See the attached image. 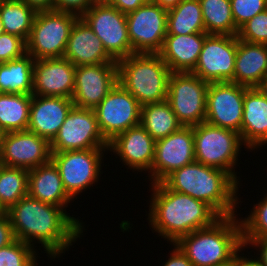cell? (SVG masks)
<instances>
[{"mask_svg": "<svg viewBox=\"0 0 267 266\" xmlns=\"http://www.w3.org/2000/svg\"><path fill=\"white\" fill-rule=\"evenodd\" d=\"M6 212L15 238L31 246H34V239L38 240L52 258L65 252L83 233L82 223L62 207L43 203L29 195Z\"/></svg>", "mask_w": 267, "mask_h": 266, "instance_id": "1", "label": "cell"}, {"mask_svg": "<svg viewBox=\"0 0 267 266\" xmlns=\"http://www.w3.org/2000/svg\"><path fill=\"white\" fill-rule=\"evenodd\" d=\"M152 190L149 223L154 232L171 243L212 225L221 217L206 202L172 191L162 182L153 183Z\"/></svg>", "mask_w": 267, "mask_h": 266, "instance_id": "2", "label": "cell"}, {"mask_svg": "<svg viewBox=\"0 0 267 266\" xmlns=\"http://www.w3.org/2000/svg\"><path fill=\"white\" fill-rule=\"evenodd\" d=\"M162 183L170 190L206 202L220 216L235 215L238 183L225 171L194 161L169 174Z\"/></svg>", "mask_w": 267, "mask_h": 266, "instance_id": "3", "label": "cell"}, {"mask_svg": "<svg viewBox=\"0 0 267 266\" xmlns=\"http://www.w3.org/2000/svg\"><path fill=\"white\" fill-rule=\"evenodd\" d=\"M174 244L193 266H217L243 249L241 222L234 215L221 216L212 225L184 235Z\"/></svg>", "mask_w": 267, "mask_h": 266, "instance_id": "4", "label": "cell"}, {"mask_svg": "<svg viewBox=\"0 0 267 266\" xmlns=\"http://www.w3.org/2000/svg\"><path fill=\"white\" fill-rule=\"evenodd\" d=\"M118 83L141 106L167 100L171 70L158 53H133L117 62Z\"/></svg>", "mask_w": 267, "mask_h": 266, "instance_id": "5", "label": "cell"}, {"mask_svg": "<svg viewBox=\"0 0 267 266\" xmlns=\"http://www.w3.org/2000/svg\"><path fill=\"white\" fill-rule=\"evenodd\" d=\"M192 127L195 161L227 172L239 184L233 169L244 145L240 133L205 121Z\"/></svg>", "mask_w": 267, "mask_h": 266, "instance_id": "6", "label": "cell"}, {"mask_svg": "<svg viewBox=\"0 0 267 266\" xmlns=\"http://www.w3.org/2000/svg\"><path fill=\"white\" fill-rule=\"evenodd\" d=\"M78 18L63 11H37L26 42L27 54L35 60L64 57L71 28Z\"/></svg>", "mask_w": 267, "mask_h": 266, "instance_id": "7", "label": "cell"}, {"mask_svg": "<svg viewBox=\"0 0 267 266\" xmlns=\"http://www.w3.org/2000/svg\"><path fill=\"white\" fill-rule=\"evenodd\" d=\"M209 83L192 72H172L167 101L183 126H196L206 118Z\"/></svg>", "mask_w": 267, "mask_h": 266, "instance_id": "8", "label": "cell"}, {"mask_svg": "<svg viewBox=\"0 0 267 266\" xmlns=\"http://www.w3.org/2000/svg\"><path fill=\"white\" fill-rule=\"evenodd\" d=\"M81 18L90 26L116 62L132 54L126 14L106 2H95Z\"/></svg>", "mask_w": 267, "mask_h": 266, "instance_id": "9", "label": "cell"}, {"mask_svg": "<svg viewBox=\"0 0 267 266\" xmlns=\"http://www.w3.org/2000/svg\"><path fill=\"white\" fill-rule=\"evenodd\" d=\"M106 150L108 148L51 152V160L58 168L64 188L73 199L98 182Z\"/></svg>", "mask_w": 267, "mask_h": 266, "instance_id": "10", "label": "cell"}, {"mask_svg": "<svg viewBox=\"0 0 267 266\" xmlns=\"http://www.w3.org/2000/svg\"><path fill=\"white\" fill-rule=\"evenodd\" d=\"M50 148L51 152L108 148V142L99 130L95 111L73 106Z\"/></svg>", "mask_w": 267, "mask_h": 266, "instance_id": "11", "label": "cell"}, {"mask_svg": "<svg viewBox=\"0 0 267 266\" xmlns=\"http://www.w3.org/2000/svg\"><path fill=\"white\" fill-rule=\"evenodd\" d=\"M94 111L99 130L108 143L120 133L140 124L141 105L119 83Z\"/></svg>", "mask_w": 267, "mask_h": 266, "instance_id": "12", "label": "cell"}, {"mask_svg": "<svg viewBox=\"0 0 267 266\" xmlns=\"http://www.w3.org/2000/svg\"><path fill=\"white\" fill-rule=\"evenodd\" d=\"M168 10L153 2L126 14L133 53H158L167 35Z\"/></svg>", "mask_w": 267, "mask_h": 266, "instance_id": "13", "label": "cell"}, {"mask_svg": "<svg viewBox=\"0 0 267 266\" xmlns=\"http://www.w3.org/2000/svg\"><path fill=\"white\" fill-rule=\"evenodd\" d=\"M237 35L208 34L192 71L207 83L233 82Z\"/></svg>", "mask_w": 267, "mask_h": 266, "instance_id": "14", "label": "cell"}, {"mask_svg": "<svg viewBox=\"0 0 267 266\" xmlns=\"http://www.w3.org/2000/svg\"><path fill=\"white\" fill-rule=\"evenodd\" d=\"M51 160L50 142L29 130L0 134V164L32 170Z\"/></svg>", "mask_w": 267, "mask_h": 266, "instance_id": "15", "label": "cell"}, {"mask_svg": "<svg viewBox=\"0 0 267 266\" xmlns=\"http://www.w3.org/2000/svg\"><path fill=\"white\" fill-rule=\"evenodd\" d=\"M195 161L192 126H182L165 138L156 140L151 167V184L162 182L173 171Z\"/></svg>", "mask_w": 267, "mask_h": 266, "instance_id": "16", "label": "cell"}, {"mask_svg": "<svg viewBox=\"0 0 267 266\" xmlns=\"http://www.w3.org/2000/svg\"><path fill=\"white\" fill-rule=\"evenodd\" d=\"M245 86L233 82L209 83L205 122L241 132Z\"/></svg>", "mask_w": 267, "mask_h": 266, "instance_id": "17", "label": "cell"}, {"mask_svg": "<svg viewBox=\"0 0 267 266\" xmlns=\"http://www.w3.org/2000/svg\"><path fill=\"white\" fill-rule=\"evenodd\" d=\"M117 83V63L76 66L74 106L94 110Z\"/></svg>", "mask_w": 267, "mask_h": 266, "instance_id": "18", "label": "cell"}, {"mask_svg": "<svg viewBox=\"0 0 267 266\" xmlns=\"http://www.w3.org/2000/svg\"><path fill=\"white\" fill-rule=\"evenodd\" d=\"M75 68L76 66L64 57L34 60L32 95L72 99Z\"/></svg>", "mask_w": 267, "mask_h": 266, "instance_id": "19", "label": "cell"}, {"mask_svg": "<svg viewBox=\"0 0 267 266\" xmlns=\"http://www.w3.org/2000/svg\"><path fill=\"white\" fill-rule=\"evenodd\" d=\"M155 140L141 126L131 127L123 133L115 136L108 143V150L116 153L130 169L151 171Z\"/></svg>", "mask_w": 267, "mask_h": 266, "instance_id": "20", "label": "cell"}, {"mask_svg": "<svg viewBox=\"0 0 267 266\" xmlns=\"http://www.w3.org/2000/svg\"><path fill=\"white\" fill-rule=\"evenodd\" d=\"M73 106L65 97L32 95L27 130L51 142Z\"/></svg>", "mask_w": 267, "mask_h": 266, "instance_id": "21", "label": "cell"}, {"mask_svg": "<svg viewBox=\"0 0 267 266\" xmlns=\"http://www.w3.org/2000/svg\"><path fill=\"white\" fill-rule=\"evenodd\" d=\"M64 58L75 66L117 63L108 55L100 39L81 17L71 28Z\"/></svg>", "mask_w": 267, "mask_h": 266, "instance_id": "22", "label": "cell"}, {"mask_svg": "<svg viewBox=\"0 0 267 266\" xmlns=\"http://www.w3.org/2000/svg\"><path fill=\"white\" fill-rule=\"evenodd\" d=\"M240 138L251 150L267 143V98L257 87H245Z\"/></svg>", "mask_w": 267, "mask_h": 266, "instance_id": "23", "label": "cell"}, {"mask_svg": "<svg viewBox=\"0 0 267 266\" xmlns=\"http://www.w3.org/2000/svg\"><path fill=\"white\" fill-rule=\"evenodd\" d=\"M207 35V33L166 35L158 55L171 72H192Z\"/></svg>", "mask_w": 267, "mask_h": 266, "instance_id": "24", "label": "cell"}, {"mask_svg": "<svg viewBox=\"0 0 267 266\" xmlns=\"http://www.w3.org/2000/svg\"><path fill=\"white\" fill-rule=\"evenodd\" d=\"M28 195L63 209L73 200L66 192L58 168L52 160L29 170Z\"/></svg>", "mask_w": 267, "mask_h": 266, "instance_id": "25", "label": "cell"}, {"mask_svg": "<svg viewBox=\"0 0 267 266\" xmlns=\"http://www.w3.org/2000/svg\"><path fill=\"white\" fill-rule=\"evenodd\" d=\"M267 77V44L238 39L233 83L257 87Z\"/></svg>", "mask_w": 267, "mask_h": 266, "instance_id": "26", "label": "cell"}, {"mask_svg": "<svg viewBox=\"0 0 267 266\" xmlns=\"http://www.w3.org/2000/svg\"><path fill=\"white\" fill-rule=\"evenodd\" d=\"M34 58L24 56L0 63V93L32 94Z\"/></svg>", "mask_w": 267, "mask_h": 266, "instance_id": "27", "label": "cell"}, {"mask_svg": "<svg viewBox=\"0 0 267 266\" xmlns=\"http://www.w3.org/2000/svg\"><path fill=\"white\" fill-rule=\"evenodd\" d=\"M140 124L155 141L167 137L183 126L167 100L141 106Z\"/></svg>", "mask_w": 267, "mask_h": 266, "instance_id": "28", "label": "cell"}, {"mask_svg": "<svg viewBox=\"0 0 267 266\" xmlns=\"http://www.w3.org/2000/svg\"><path fill=\"white\" fill-rule=\"evenodd\" d=\"M32 94L0 93V134L28 128Z\"/></svg>", "mask_w": 267, "mask_h": 266, "instance_id": "29", "label": "cell"}, {"mask_svg": "<svg viewBox=\"0 0 267 266\" xmlns=\"http://www.w3.org/2000/svg\"><path fill=\"white\" fill-rule=\"evenodd\" d=\"M206 33L199 0H182L168 10L167 35Z\"/></svg>", "mask_w": 267, "mask_h": 266, "instance_id": "30", "label": "cell"}, {"mask_svg": "<svg viewBox=\"0 0 267 266\" xmlns=\"http://www.w3.org/2000/svg\"><path fill=\"white\" fill-rule=\"evenodd\" d=\"M37 11L21 0H3L0 5V18L5 33L29 39Z\"/></svg>", "mask_w": 267, "mask_h": 266, "instance_id": "31", "label": "cell"}, {"mask_svg": "<svg viewBox=\"0 0 267 266\" xmlns=\"http://www.w3.org/2000/svg\"><path fill=\"white\" fill-rule=\"evenodd\" d=\"M207 34L237 35L230 0H199Z\"/></svg>", "mask_w": 267, "mask_h": 266, "instance_id": "32", "label": "cell"}, {"mask_svg": "<svg viewBox=\"0 0 267 266\" xmlns=\"http://www.w3.org/2000/svg\"><path fill=\"white\" fill-rule=\"evenodd\" d=\"M29 171L0 164V211L6 212L28 195Z\"/></svg>", "mask_w": 267, "mask_h": 266, "instance_id": "33", "label": "cell"}, {"mask_svg": "<svg viewBox=\"0 0 267 266\" xmlns=\"http://www.w3.org/2000/svg\"><path fill=\"white\" fill-rule=\"evenodd\" d=\"M252 209L247 218L240 219L242 239H267V193Z\"/></svg>", "mask_w": 267, "mask_h": 266, "instance_id": "34", "label": "cell"}, {"mask_svg": "<svg viewBox=\"0 0 267 266\" xmlns=\"http://www.w3.org/2000/svg\"><path fill=\"white\" fill-rule=\"evenodd\" d=\"M28 243L16 239L0 249V266H37L36 252Z\"/></svg>", "mask_w": 267, "mask_h": 266, "instance_id": "35", "label": "cell"}, {"mask_svg": "<svg viewBox=\"0 0 267 266\" xmlns=\"http://www.w3.org/2000/svg\"><path fill=\"white\" fill-rule=\"evenodd\" d=\"M237 37L251 43L267 44V9L244 23Z\"/></svg>", "mask_w": 267, "mask_h": 266, "instance_id": "36", "label": "cell"}, {"mask_svg": "<svg viewBox=\"0 0 267 266\" xmlns=\"http://www.w3.org/2000/svg\"><path fill=\"white\" fill-rule=\"evenodd\" d=\"M235 26L239 29L255 15L267 9V0H230Z\"/></svg>", "mask_w": 267, "mask_h": 266, "instance_id": "37", "label": "cell"}, {"mask_svg": "<svg viewBox=\"0 0 267 266\" xmlns=\"http://www.w3.org/2000/svg\"><path fill=\"white\" fill-rule=\"evenodd\" d=\"M27 53V44L19 36L3 33L0 35V63L18 59Z\"/></svg>", "mask_w": 267, "mask_h": 266, "instance_id": "38", "label": "cell"}, {"mask_svg": "<svg viewBox=\"0 0 267 266\" xmlns=\"http://www.w3.org/2000/svg\"><path fill=\"white\" fill-rule=\"evenodd\" d=\"M94 3L93 0H54L53 10L81 17Z\"/></svg>", "mask_w": 267, "mask_h": 266, "instance_id": "39", "label": "cell"}, {"mask_svg": "<svg viewBox=\"0 0 267 266\" xmlns=\"http://www.w3.org/2000/svg\"><path fill=\"white\" fill-rule=\"evenodd\" d=\"M16 240L11 221L7 212L0 211V249Z\"/></svg>", "mask_w": 267, "mask_h": 266, "instance_id": "40", "label": "cell"}, {"mask_svg": "<svg viewBox=\"0 0 267 266\" xmlns=\"http://www.w3.org/2000/svg\"><path fill=\"white\" fill-rule=\"evenodd\" d=\"M105 2L116 7L121 13L128 14L144 4L151 3L152 0H106Z\"/></svg>", "mask_w": 267, "mask_h": 266, "instance_id": "41", "label": "cell"}, {"mask_svg": "<svg viewBox=\"0 0 267 266\" xmlns=\"http://www.w3.org/2000/svg\"><path fill=\"white\" fill-rule=\"evenodd\" d=\"M244 248L250 244L252 247H259L260 256L253 261L256 262L259 266H267V239H242Z\"/></svg>", "mask_w": 267, "mask_h": 266, "instance_id": "42", "label": "cell"}, {"mask_svg": "<svg viewBox=\"0 0 267 266\" xmlns=\"http://www.w3.org/2000/svg\"><path fill=\"white\" fill-rule=\"evenodd\" d=\"M174 250L170 258L166 261L163 266H193L192 262L188 259V257L179 249V247L173 243Z\"/></svg>", "mask_w": 267, "mask_h": 266, "instance_id": "43", "label": "cell"}, {"mask_svg": "<svg viewBox=\"0 0 267 266\" xmlns=\"http://www.w3.org/2000/svg\"><path fill=\"white\" fill-rule=\"evenodd\" d=\"M36 11L53 10L54 0H21Z\"/></svg>", "mask_w": 267, "mask_h": 266, "instance_id": "44", "label": "cell"}, {"mask_svg": "<svg viewBox=\"0 0 267 266\" xmlns=\"http://www.w3.org/2000/svg\"><path fill=\"white\" fill-rule=\"evenodd\" d=\"M182 0H152L153 3L158 4L161 8L169 10L176 7Z\"/></svg>", "mask_w": 267, "mask_h": 266, "instance_id": "45", "label": "cell"}, {"mask_svg": "<svg viewBox=\"0 0 267 266\" xmlns=\"http://www.w3.org/2000/svg\"><path fill=\"white\" fill-rule=\"evenodd\" d=\"M243 265V257L238 253L233 259L230 261L217 265V266H242Z\"/></svg>", "mask_w": 267, "mask_h": 266, "instance_id": "46", "label": "cell"}, {"mask_svg": "<svg viewBox=\"0 0 267 266\" xmlns=\"http://www.w3.org/2000/svg\"><path fill=\"white\" fill-rule=\"evenodd\" d=\"M257 89L267 98V77L257 86Z\"/></svg>", "mask_w": 267, "mask_h": 266, "instance_id": "47", "label": "cell"}, {"mask_svg": "<svg viewBox=\"0 0 267 266\" xmlns=\"http://www.w3.org/2000/svg\"><path fill=\"white\" fill-rule=\"evenodd\" d=\"M242 266H259L253 259H249L247 257L244 258L243 256V265Z\"/></svg>", "mask_w": 267, "mask_h": 266, "instance_id": "48", "label": "cell"}, {"mask_svg": "<svg viewBox=\"0 0 267 266\" xmlns=\"http://www.w3.org/2000/svg\"><path fill=\"white\" fill-rule=\"evenodd\" d=\"M5 33L4 31V27H3V24H2V21H1V18H0V35Z\"/></svg>", "mask_w": 267, "mask_h": 266, "instance_id": "49", "label": "cell"}, {"mask_svg": "<svg viewBox=\"0 0 267 266\" xmlns=\"http://www.w3.org/2000/svg\"><path fill=\"white\" fill-rule=\"evenodd\" d=\"M94 2H105L106 0H93Z\"/></svg>", "mask_w": 267, "mask_h": 266, "instance_id": "50", "label": "cell"}]
</instances>
